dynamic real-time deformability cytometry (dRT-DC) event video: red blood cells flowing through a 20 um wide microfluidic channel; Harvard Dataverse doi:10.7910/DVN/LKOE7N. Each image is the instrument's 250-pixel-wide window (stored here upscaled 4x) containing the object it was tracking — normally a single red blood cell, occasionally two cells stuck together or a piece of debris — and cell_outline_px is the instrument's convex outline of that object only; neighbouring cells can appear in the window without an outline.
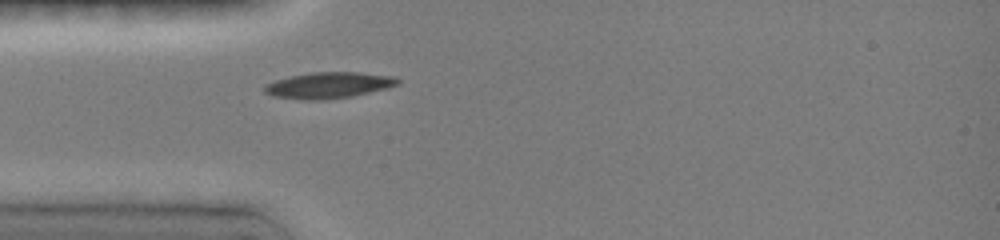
{"species": "common noctule bat (a hibernating species)", "species_latin": "Nyctalus noctula", "temperature_condition": "room temperature", "stored_images_in_passage": 1, "camera_frame_rate_fps": 3000, "um_per_image_px": 0.085, "animal": {"sex": "female", "body_mass_g": 19.0, "forearm_length_mm": 51.5}, "frame": {"image": 1, "passage_image": 1, "time_ms": 0.0, "image_size_px": [1000, 240], "cell_outline_px": [[400, 80], [396, 84], [384, 88], [368, 92], [348, 96], [316, 100], [308, 100], [272, 96], [264, 92], [264, 84], [276, 80], [292, 76], [312, 72], [356, 72], [392, 76]], "centroid_in_image_um": [27.85, 7.23], "position_along_channel_um": 57.1, "area_um2": 19.71}}